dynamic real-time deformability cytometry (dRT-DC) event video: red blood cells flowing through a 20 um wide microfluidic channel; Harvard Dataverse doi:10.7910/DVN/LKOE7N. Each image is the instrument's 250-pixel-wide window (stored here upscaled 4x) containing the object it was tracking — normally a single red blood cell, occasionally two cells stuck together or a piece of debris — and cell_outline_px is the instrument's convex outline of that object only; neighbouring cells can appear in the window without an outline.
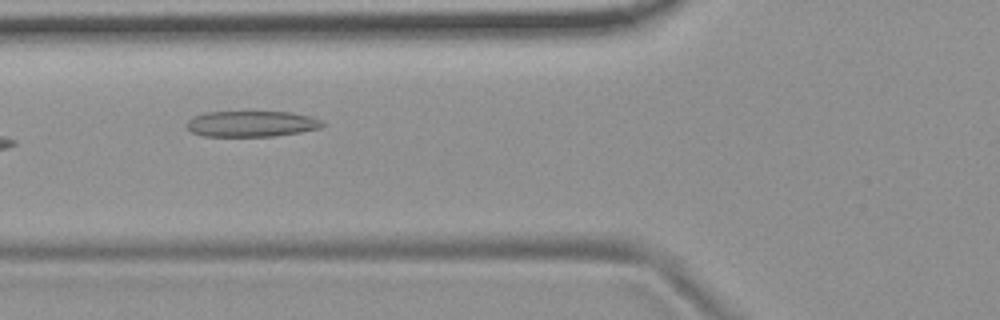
{"species": "common noctule bat (a hibernating species)", "species_latin": "Nyctalus noctula", "temperature_condition": "room temperature", "stored_images_in_passage": 10, "camera_frame_rate_fps": 3000, "um_per_image_px": 0.085, "animal": {"sex": "female", "body_mass_g": 19.9}, "frame": {"image": 1, "passage_image": 6, "time_ms": 5.667, "image_size_px": [1000, 320], "cell_outline_px": [[324, 124], [320, 128], [300, 132], [272, 136], [204, 136], [192, 132], [184, 124], [188, 120], [204, 112], [288, 112], [312, 116], [320, 120]], "centroid_in_image_um": [21.36, 10.52], "position_along_channel_um": 104.4, "area_um2": 20.35}}
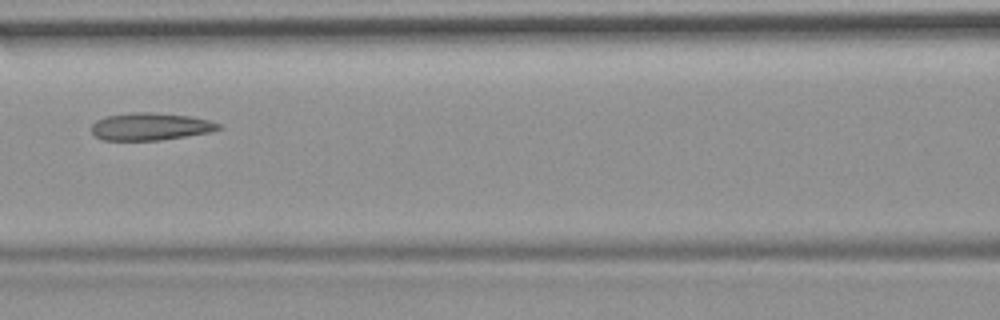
{"frame": {"image": 2, "passage_image": 7, "time_ms": 7.0, "image_size_px": [1000, 320], "cell_outline_px": [[224, 128], [212, 132], [160, 140], [104, 140], [96, 136], [92, 132], [92, 124], [96, 120], [104, 116], [128, 112], [152, 112], [192, 116], [208, 120], [220, 124]], "centroid_in_image_um": [12.8, 10.74], "position_along_channel_um": 153.8, "area_um2": 20.52}}